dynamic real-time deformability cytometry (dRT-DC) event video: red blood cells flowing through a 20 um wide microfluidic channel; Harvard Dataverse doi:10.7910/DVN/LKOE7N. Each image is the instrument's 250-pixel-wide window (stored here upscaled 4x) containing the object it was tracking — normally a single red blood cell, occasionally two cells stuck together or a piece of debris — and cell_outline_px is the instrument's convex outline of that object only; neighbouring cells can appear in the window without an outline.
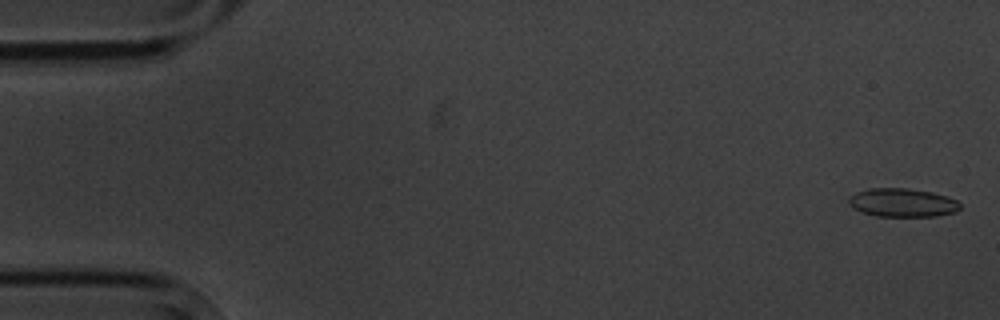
{"species": "common noctule bat (a hibernating species)", "species_latin": "Nyctalus noctula", "temperature_condition": "cold", "stored_images_in_passage": 5, "camera_frame_rate_fps": 3000, "um_per_image_px": 0.085, "animal": {"sex": "male", "body_mass_g": 20.1, "forearm_length_mm": 53.5}, "frame": {"image": 1, "passage_image": 1, "time_ms": 0.0, "image_size_px": [1000, 320], "cell_outline_px": [[960, 208], [956, 212], [936, 216], [876, 216], [860, 212], [848, 200], [856, 192], [868, 188], [908, 188], [932, 192], [948, 196], [956, 200], [960, 204]], "centroid_in_image_um": [76.75, 17.22], "position_along_channel_um": 8.2, "area_um2": 18.44}}
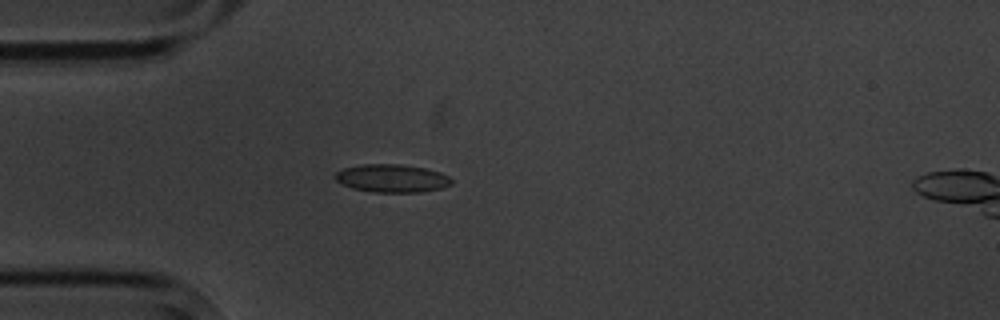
{"frame": {"image": 2, "passage_image": 5, "time_ms": 4.667, "image_size_px": [1000, 320], "cell_outline_px": [[452, 184], [440, 188], [420, 192], [372, 192], [352, 188], [336, 180], [332, 176], [336, 172], [344, 168], [364, 164], [400, 164], [424, 168], [440, 172], [448, 176], [452, 180]], "centroid_in_image_um": [33.3, 15.15], "position_along_channel_um": 51.7, "area_um2": 18.9}}